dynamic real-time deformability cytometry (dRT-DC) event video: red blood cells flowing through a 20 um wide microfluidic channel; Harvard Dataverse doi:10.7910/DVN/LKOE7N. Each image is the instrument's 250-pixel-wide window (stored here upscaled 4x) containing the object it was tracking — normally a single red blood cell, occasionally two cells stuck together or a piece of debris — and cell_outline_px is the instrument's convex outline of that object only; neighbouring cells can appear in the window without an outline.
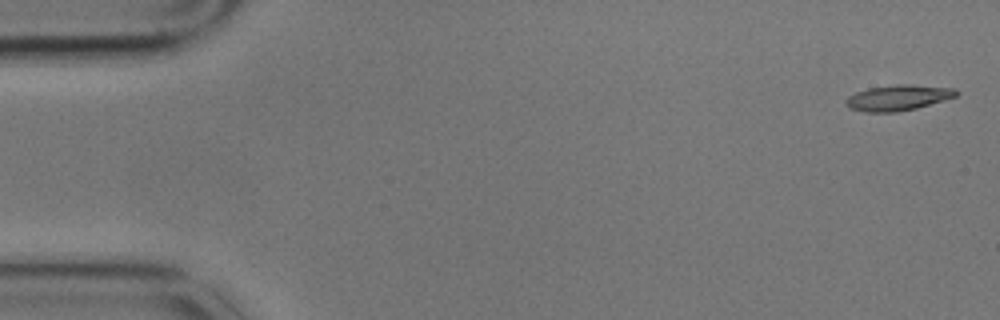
{"species": "common noctule bat (a hibernating species)", "species_latin": "Nyctalus noctula", "temperature_condition": "cold", "stored_images_in_passage": 5, "segment_of_instrument_passage": [1, 2], "camera_frame_rate_fps": 3000, "um_per_image_px": 0.085, "animal": {"sex": "male", "body_mass_g": 17.9}, "frame": {"image": 1, "passage_image": 1, "time_ms": 0.0, "image_size_px": [1000, 320], "cell_outline_px": [[960, 92], [956, 96], [944, 100], [916, 108], [896, 112], [864, 112], [848, 108], [844, 100], [848, 96], [856, 92], [868, 88], [896, 84], [912, 84], [956, 88]], "centroid_in_image_um": [76.33, 8.3], "position_along_channel_um": 8.7, "area_um2": 16.65}}